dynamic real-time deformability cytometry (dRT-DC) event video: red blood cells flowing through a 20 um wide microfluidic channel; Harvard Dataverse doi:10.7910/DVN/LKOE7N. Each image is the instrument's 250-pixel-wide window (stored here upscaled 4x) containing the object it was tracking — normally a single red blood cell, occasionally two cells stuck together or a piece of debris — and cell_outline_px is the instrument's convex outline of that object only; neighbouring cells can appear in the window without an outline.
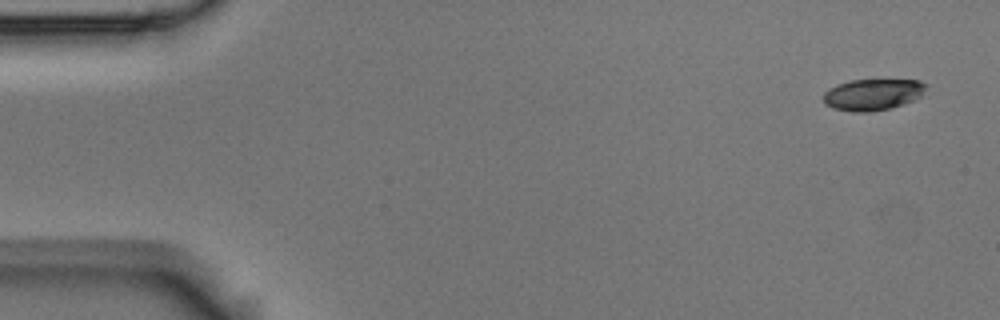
{"species": "Egyptian fruit bat (a non-hibernating species)", "species_latin": "Rousettus aegyptiacus", "temperature_condition": "room temperature", "stored_images_in_passage": 8, "camera_frame_rate_fps": 3000, "um_per_image_px": 0.085, "animal": {"sex": "male"}, "frame": {"image": 1, "passage_image": 1, "time_ms": 0.0, "image_size_px": [1000, 320], "cell_outline_px": [[928, 84], [920, 96], [904, 104], [888, 108], [868, 112], [856, 112], [832, 108], [824, 104], [824, 92], [828, 88], [836, 84], [852, 80], [920, 80]], "centroid_in_image_um": [74.15, 8.03], "position_along_channel_um": 10.8, "area_um2": 18.73}}
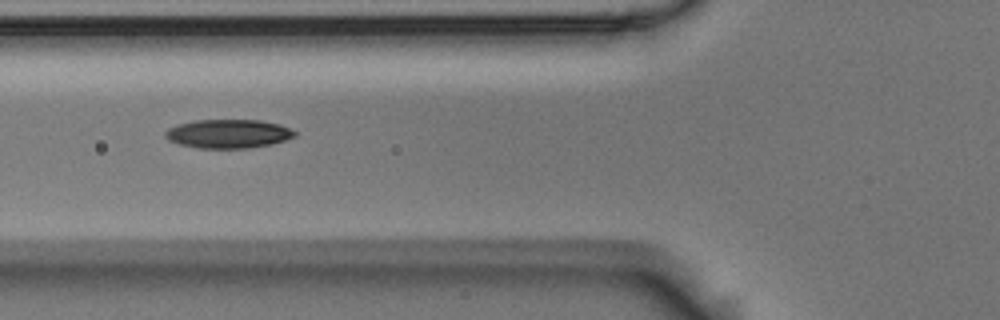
{"frame": {"image": 2, "passage_image": 6, "time_ms": 1.667, "image_size_px": [1000, 320], "cell_outline_px": [[296, 136], [272, 144], [248, 148], [196, 148], [180, 144], [168, 140], [164, 136], [164, 132], [168, 128], [180, 124], [196, 120], [260, 120], [280, 124], [296, 132]], "centroid_in_image_um": [19.39, 11.37], "position_along_channel_um": 106.4, "area_um2": 21.68}}
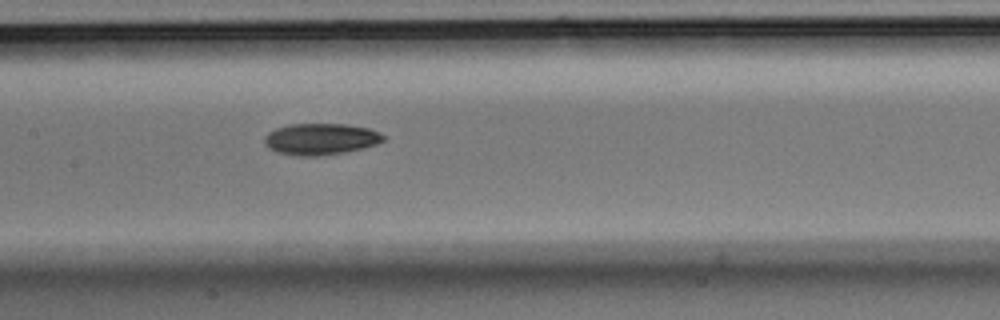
{"frame": {"image": 3, "passage_image": 8, "time_ms": 2.333, "image_size_px": [1000, 320], "cell_outline_px": [[384, 140], [376, 144], [364, 148], [344, 152], [316, 156], [296, 156], [276, 152], [268, 148], [264, 144], [264, 136], [268, 132], [276, 128], [288, 124], [344, 124], [368, 128], [380, 132], [384, 136]], "centroid_in_image_um": [27.22, 11.82], "position_along_channel_um": 180.2, "area_um2": 21.91}}